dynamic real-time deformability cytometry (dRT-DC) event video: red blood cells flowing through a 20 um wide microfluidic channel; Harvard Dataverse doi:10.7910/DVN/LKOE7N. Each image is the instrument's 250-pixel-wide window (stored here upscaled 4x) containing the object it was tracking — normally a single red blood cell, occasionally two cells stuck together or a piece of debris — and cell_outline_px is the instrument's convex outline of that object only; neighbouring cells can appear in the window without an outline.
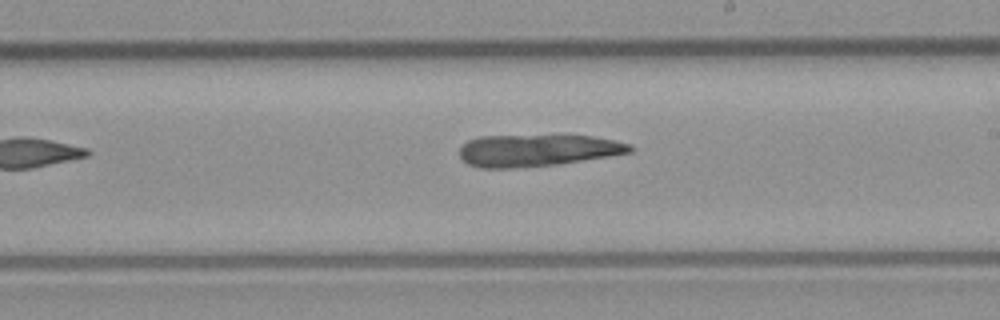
{"species": "common noctule bat (a hibernating species)", "species_latin": "Nyctalus noctula", "temperature_condition": "room temperature", "stored_images_in_passage": 10, "camera_frame_rate_fps": 3000, "um_per_image_px": 0.085, "animal": {"sex": "male", "body_mass_g": 23.1, "forearm_length_mm": 52.7}, "frame": {"image": 1, "passage_image": 10, "time_ms": 3.0, "image_size_px": [1000, 320], "cell_outline_px": [[632, 152], [608, 156], [556, 164], [512, 168], [480, 168], [468, 164], [460, 156], [460, 148], [468, 140], [480, 136], [592, 136], [612, 140], [628, 144], [632, 148]], "centroid_in_image_um": [45.62, 12.78], "position_along_channel_um": 243.4, "area_um2": 31.15}}